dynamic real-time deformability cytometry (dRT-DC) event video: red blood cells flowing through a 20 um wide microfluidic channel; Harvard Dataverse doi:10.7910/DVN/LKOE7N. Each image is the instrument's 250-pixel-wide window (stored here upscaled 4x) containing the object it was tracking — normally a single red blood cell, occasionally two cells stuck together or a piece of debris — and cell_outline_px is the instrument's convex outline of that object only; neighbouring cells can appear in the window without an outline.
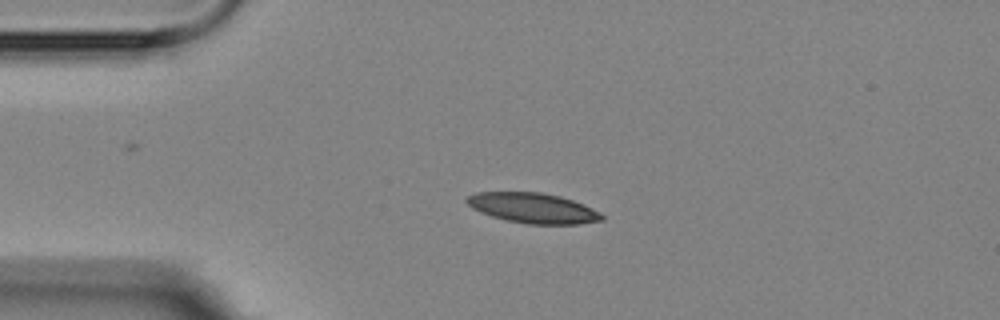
{"species": "Egyptian fruit bat (a non-hibernating species)", "species_latin": "Rousettus aegyptiacus", "temperature_condition": "room temperature", "stored_images_in_passage": 4, "camera_frame_rate_fps": 3000, "um_per_image_px": 0.085, "animal": {"sex": "female"}, "frame": {"image": 1, "passage_image": 3, "time_ms": 2.333, "image_size_px": [1000, 320], "cell_outline_px": [[604, 220], [576, 224], [528, 224], [508, 220], [492, 216], [472, 208], [464, 200], [468, 196], [476, 192], [544, 192], [560, 196], [584, 204], [600, 212], [604, 216]], "centroid_in_image_um": [45.32, 17.67], "position_along_channel_um": 39.7, "area_um2": 23.7}}